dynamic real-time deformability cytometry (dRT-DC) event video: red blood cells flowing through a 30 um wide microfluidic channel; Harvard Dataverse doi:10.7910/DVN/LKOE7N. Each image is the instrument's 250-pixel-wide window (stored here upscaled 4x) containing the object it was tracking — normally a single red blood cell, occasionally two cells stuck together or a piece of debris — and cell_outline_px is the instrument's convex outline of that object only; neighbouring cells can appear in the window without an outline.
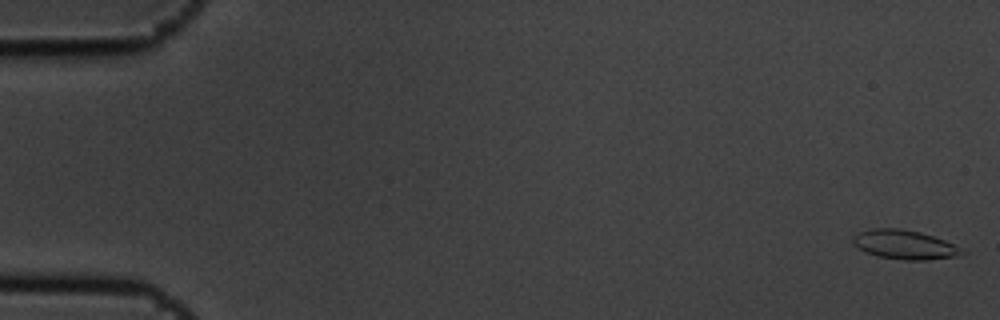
{"species": "common noctule bat (a hibernating species)", "species_latin": "Nyctalus noctula", "temperature_condition": "cold", "stored_images_in_passage": 4, "camera_frame_rate_fps": 3000, "um_per_image_px": 0.085, "animal": {"sex": "male", "body_mass_g": 19.5, "forearm_length_mm": 54.6}, "frame": {"image": 1, "passage_image": 1, "time_ms": 0.0, "image_size_px": [1000, 320], "cell_outline_px": [[968, 252], [956, 256], [924, 260], [904, 260], [876, 256], [864, 252], [852, 240], [852, 236], [860, 232], [872, 228], [900, 228], [920, 232], [944, 240]], "centroid_in_image_um": [76.87, 20.79], "position_along_channel_um": 8.1, "area_um2": 18.38}}